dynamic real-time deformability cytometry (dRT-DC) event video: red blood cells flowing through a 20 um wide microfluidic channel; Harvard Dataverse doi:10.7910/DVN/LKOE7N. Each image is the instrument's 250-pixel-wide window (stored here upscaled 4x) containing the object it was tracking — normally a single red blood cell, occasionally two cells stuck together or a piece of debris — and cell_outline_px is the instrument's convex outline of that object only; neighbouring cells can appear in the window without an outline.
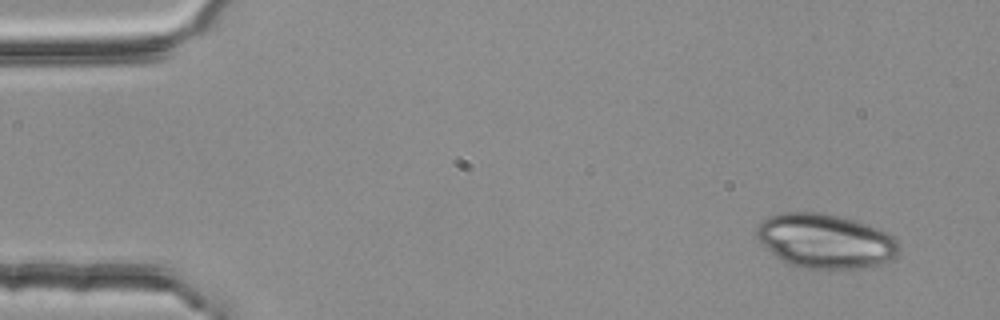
{"species": "common noctule bat (a hibernating species)", "species_latin": "Nyctalus noctula", "temperature_condition": "room temperature", "stored_images_in_passage": 4, "camera_frame_rate_fps": 3000, "um_per_image_px": 0.085, "animal": {"sex": "female", "body_mass_g": 25.1}, "frame": {"image": 1, "passage_image": 1, "time_ms": 0.0, "image_size_px": [1000, 320], "cell_outline_px": [[900, 248], [896, 256], [876, 264], [856, 268], [828, 272], [800, 268], [788, 264], [780, 260], [756, 236], [756, 228], [768, 216], [784, 212], [820, 212], [856, 220], [888, 232], [900, 244]], "centroid_in_image_um": [70.15, 20.51], "position_along_channel_um": 14.8, "area_um2": 45.55}}